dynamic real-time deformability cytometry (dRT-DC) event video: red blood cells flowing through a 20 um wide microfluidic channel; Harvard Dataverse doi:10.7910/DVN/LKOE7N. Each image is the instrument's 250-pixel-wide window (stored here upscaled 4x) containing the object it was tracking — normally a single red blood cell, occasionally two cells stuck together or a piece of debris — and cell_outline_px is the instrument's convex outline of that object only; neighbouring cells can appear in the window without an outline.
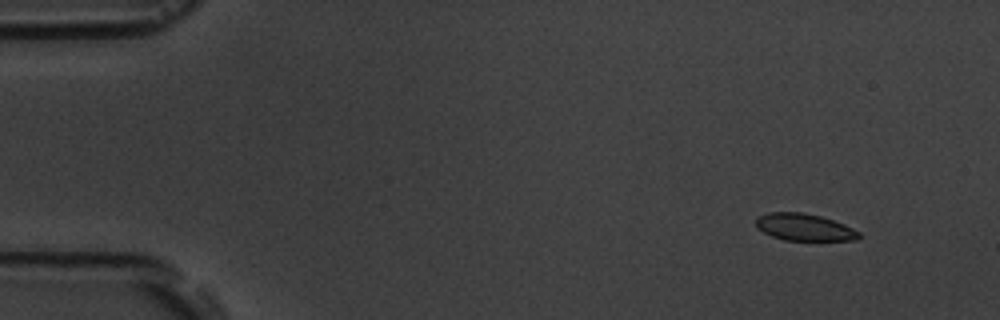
{"species": "common noctule bat (a hibernating species)", "species_latin": "Nyctalus noctula", "temperature_condition": "room temperature", "stored_images_in_passage": 5, "camera_frame_rate_fps": 3000, "um_per_image_px": 0.085, "animal": {"sex": "male", "body_mass_g": 19.5, "forearm_length_mm": 54.6}, "frame": {"image": 1, "passage_image": 1, "time_ms": 0.0, "image_size_px": [1000, 320], "cell_outline_px": [[860, 236], [856, 240], [784, 240], [772, 236], [756, 228], [756, 216], [768, 212], [804, 212], [820, 216], [844, 224], [860, 232]], "centroid_in_image_um": [68.33, 19.3], "position_along_channel_um": 16.7, "area_um2": 16.24}}